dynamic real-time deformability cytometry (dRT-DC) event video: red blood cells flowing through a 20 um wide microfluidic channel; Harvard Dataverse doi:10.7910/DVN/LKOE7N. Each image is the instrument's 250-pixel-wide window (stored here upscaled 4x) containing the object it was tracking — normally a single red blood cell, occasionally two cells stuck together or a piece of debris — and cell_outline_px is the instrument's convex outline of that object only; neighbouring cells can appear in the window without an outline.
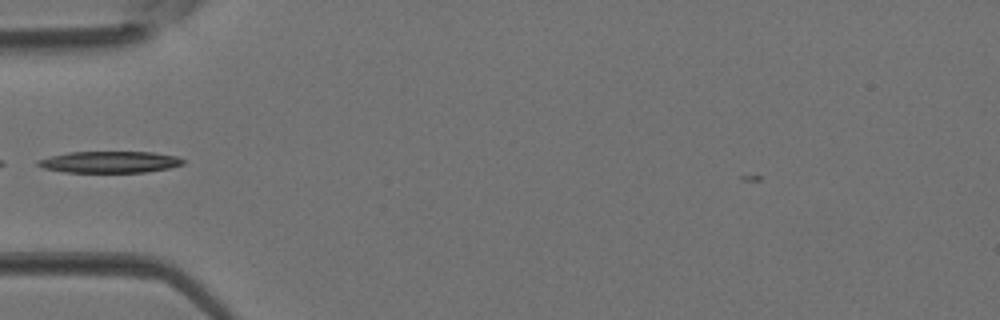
{"species": "Egyptian fruit bat (a non-hibernating species)", "species_latin": "Rousettus aegyptiacus", "temperature_condition": "room temperature", "stored_images_in_passage": 4, "segment_of_instrument_passage": [2, 2], "camera_frame_rate_fps": 3000, "um_per_image_px": 0.085, "animal": {"sex": "female"}, "frame": {"image": 1, "passage_image": 4, "time_ms": 1.0, "image_size_px": [1000, 320], "cell_outline_px": [[184, 164], [168, 168], [144, 172], [64, 172], [44, 168], [36, 164], [36, 160], [68, 152], [152, 152], [176, 156], [184, 160]], "centroid_in_image_um": [9.31, 13.77], "position_along_channel_um": 75.7, "area_um2": 18.09}}